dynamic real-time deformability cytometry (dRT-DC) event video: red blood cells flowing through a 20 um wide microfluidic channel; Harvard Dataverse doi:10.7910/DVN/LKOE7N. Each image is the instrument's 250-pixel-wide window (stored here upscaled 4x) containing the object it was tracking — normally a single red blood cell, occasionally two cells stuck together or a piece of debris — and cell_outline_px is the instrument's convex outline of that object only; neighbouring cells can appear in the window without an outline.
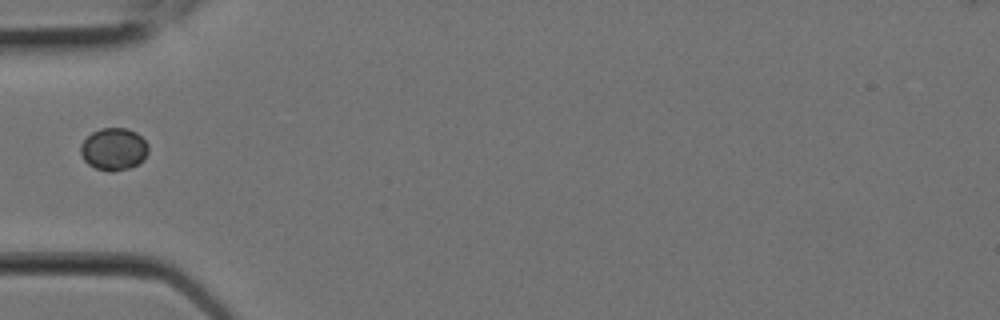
{"species": "Egyptian fruit bat (a non-hibernating species)", "species_latin": "Rousettus aegyptiacus", "temperature_condition": "room temperature", "stored_images_in_passage": 9, "camera_frame_rate_fps": 3000, "um_per_image_px": 0.085, "animal": {"sex": "female"}, "frame": {"image": 1, "passage_image": 6, "time_ms": 1.667, "image_size_px": [1000, 320], "cell_outline_px": [[148, 152], [144, 160], [128, 168], [112, 172], [96, 168], [88, 164], [84, 160], [80, 152], [80, 144], [92, 132], [100, 128], [124, 128], [136, 132], [148, 144]], "centroid_in_image_um": [9.66, 12.67], "position_along_channel_um": 75.3, "area_um2": 16.65}}
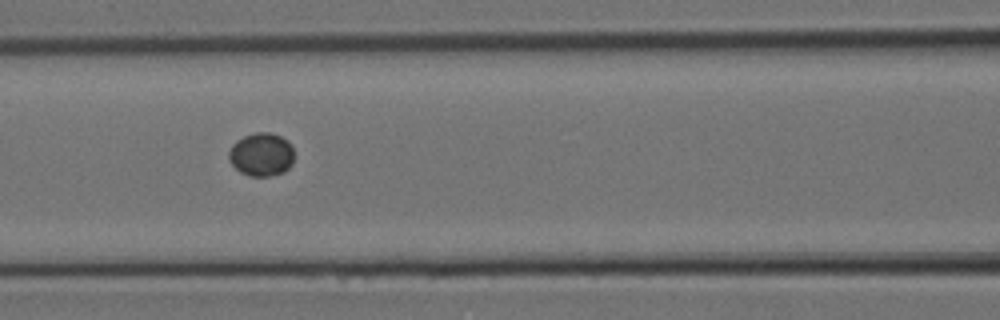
{"frame": {"image": 2, "passage_image": 8, "time_ms": 2.333, "image_size_px": [1000, 320], "cell_outline_px": [[292, 164], [284, 172], [268, 176], [248, 176], [240, 172], [228, 160], [228, 152], [232, 144], [236, 140], [244, 136], [256, 132], [268, 132], [280, 136], [288, 140], [292, 148]], "centroid_in_image_um": [22.19, 13.13], "position_along_channel_um": 144.4, "area_um2": 16.53}}
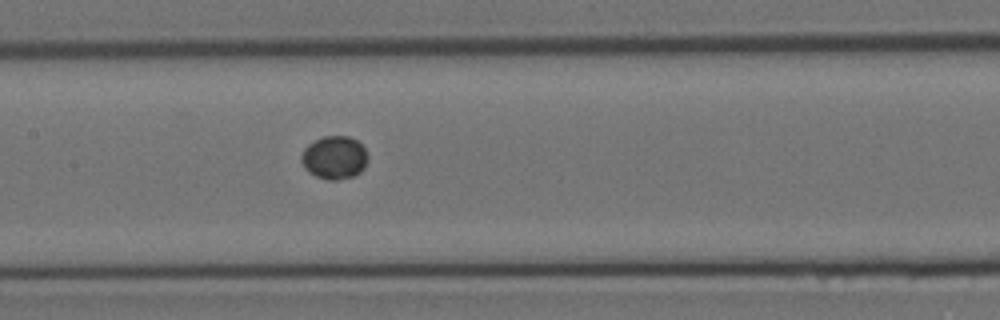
{"frame": {"image": 3, "passage_image": 9, "time_ms": 2.667, "image_size_px": [1000, 320], "cell_outline_px": [[368, 160], [364, 168], [360, 172], [352, 176], [336, 180], [328, 180], [316, 176], [308, 172], [304, 168], [300, 160], [300, 156], [304, 148], [308, 144], [324, 136], [348, 136], [356, 140], [364, 148], [368, 156]], "centroid_in_image_um": [28.4, 13.4], "position_along_channel_um": 179.0, "area_um2": 16.76}}